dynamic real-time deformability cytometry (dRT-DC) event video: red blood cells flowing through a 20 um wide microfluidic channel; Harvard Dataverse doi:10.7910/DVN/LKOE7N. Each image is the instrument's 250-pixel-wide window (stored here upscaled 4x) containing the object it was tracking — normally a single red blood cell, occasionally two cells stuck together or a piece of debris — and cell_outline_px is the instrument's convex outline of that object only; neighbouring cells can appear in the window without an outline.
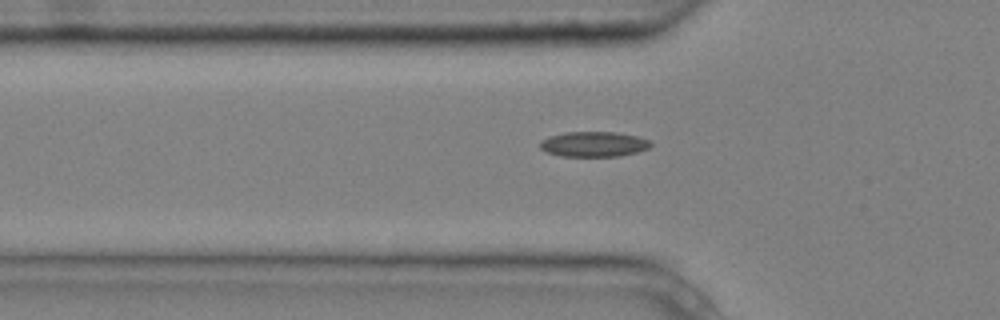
{"species": "common noctule bat (a hibernating species)", "species_latin": "Nyctalus noctula", "temperature_condition": "cold", "stored_images_in_passage": 6, "segment_of_instrument_passage": [2, 2], "camera_frame_rate_fps": 3000, "um_per_image_px": 0.085, "animal": {"sex": "male", "body_mass_g": 20.4}, "frame": {"image": 1, "passage_image": 6, "time_ms": 1.667, "image_size_px": [1000, 320], "cell_outline_px": [[652, 144], [648, 148], [636, 152], [620, 156], [560, 156], [548, 152], [540, 148], [540, 140], [548, 136], [564, 132], [616, 132], [636, 136], [652, 140]], "centroid_in_image_um": [50.46, 12.24], "position_along_channel_um": 75.3, "area_um2": 16.3}}